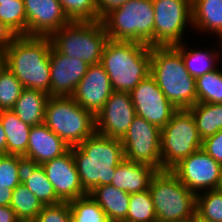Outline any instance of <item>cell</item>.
I'll use <instances>...</instances> for the list:
<instances>
[{"label": "cell", "mask_w": 222, "mask_h": 222, "mask_svg": "<svg viewBox=\"0 0 222 222\" xmlns=\"http://www.w3.org/2000/svg\"><path fill=\"white\" fill-rule=\"evenodd\" d=\"M191 10L192 28L216 34L220 39L217 48L222 49V0H191Z\"/></svg>", "instance_id": "obj_21"}, {"label": "cell", "mask_w": 222, "mask_h": 222, "mask_svg": "<svg viewBox=\"0 0 222 222\" xmlns=\"http://www.w3.org/2000/svg\"><path fill=\"white\" fill-rule=\"evenodd\" d=\"M184 44H177L174 47L181 53L184 65L193 78L197 79L205 73L219 68L218 65L220 66V64L217 63H220V50L216 48L215 50L213 48L207 50L206 48V51L200 48H191L190 50L186 45L187 43Z\"/></svg>", "instance_id": "obj_25"}, {"label": "cell", "mask_w": 222, "mask_h": 222, "mask_svg": "<svg viewBox=\"0 0 222 222\" xmlns=\"http://www.w3.org/2000/svg\"><path fill=\"white\" fill-rule=\"evenodd\" d=\"M56 196L62 202H69L87 195L83 189L72 151L41 164Z\"/></svg>", "instance_id": "obj_15"}, {"label": "cell", "mask_w": 222, "mask_h": 222, "mask_svg": "<svg viewBox=\"0 0 222 222\" xmlns=\"http://www.w3.org/2000/svg\"><path fill=\"white\" fill-rule=\"evenodd\" d=\"M88 195L99 204L110 222L126 220L131 194L110 184L94 187Z\"/></svg>", "instance_id": "obj_22"}, {"label": "cell", "mask_w": 222, "mask_h": 222, "mask_svg": "<svg viewBox=\"0 0 222 222\" xmlns=\"http://www.w3.org/2000/svg\"><path fill=\"white\" fill-rule=\"evenodd\" d=\"M13 1V0H0V2Z\"/></svg>", "instance_id": "obj_47"}, {"label": "cell", "mask_w": 222, "mask_h": 222, "mask_svg": "<svg viewBox=\"0 0 222 222\" xmlns=\"http://www.w3.org/2000/svg\"><path fill=\"white\" fill-rule=\"evenodd\" d=\"M0 21L17 36L27 35V17L24 1L0 2Z\"/></svg>", "instance_id": "obj_31"}, {"label": "cell", "mask_w": 222, "mask_h": 222, "mask_svg": "<svg viewBox=\"0 0 222 222\" xmlns=\"http://www.w3.org/2000/svg\"><path fill=\"white\" fill-rule=\"evenodd\" d=\"M196 213L211 222H222V192L213 189L197 194Z\"/></svg>", "instance_id": "obj_35"}, {"label": "cell", "mask_w": 222, "mask_h": 222, "mask_svg": "<svg viewBox=\"0 0 222 222\" xmlns=\"http://www.w3.org/2000/svg\"><path fill=\"white\" fill-rule=\"evenodd\" d=\"M124 222H157L149 190L130 195L128 214Z\"/></svg>", "instance_id": "obj_32"}, {"label": "cell", "mask_w": 222, "mask_h": 222, "mask_svg": "<svg viewBox=\"0 0 222 222\" xmlns=\"http://www.w3.org/2000/svg\"><path fill=\"white\" fill-rule=\"evenodd\" d=\"M51 47L49 36H16L3 54L4 64L24 88L51 96Z\"/></svg>", "instance_id": "obj_1"}, {"label": "cell", "mask_w": 222, "mask_h": 222, "mask_svg": "<svg viewBox=\"0 0 222 222\" xmlns=\"http://www.w3.org/2000/svg\"><path fill=\"white\" fill-rule=\"evenodd\" d=\"M170 171L197 195L219 188L222 165L201 148L181 160Z\"/></svg>", "instance_id": "obj_12"}, {"label": "cell", "mask_w": 222, "mask_h": 222, "mask_svg": "<svg viewBox=\"0 0 222 222\" xmlns=\"http://www.w3.org/2000/svg\"><path fill=\"white\" fill-rule=\"evenodd\" d=\"M150 74L176 109H189L197 103L196 79L174 46L151 47Z\"/></svg>", "instance_id": "obj_4"}, {"label": "cell", "mask_w": 222, "mask_h": 222, "mask_svg": "<svg viewBox=\"0 0 222 222\" xmlns=\"http://www.w3.org/2000/svg\"><path fill=\"white\" fill-rule=\"evenodd\" d=\"M27 17V36H51L71 21L58 0H23Z\"/></svg>", "instance_id": "obj_17"}, {"label": "cell", "mask_w": 222, "mask_h": 222, "mask_svg": "<svg viewBox=\"0 0 222 222\" xmlns=\"http://www.w3.org/2000/svg\"><path fill=\"white\" fill-rule=\"evenodd\" d=\"M70 150V147L44 123L31 127L26 154L28 163L42 164L58 158Z\"/></svg>", "instance_id": "obj_19"}, {"label": "cell", "mask_w": 222, "mask_h": 222, "mask_svg": "<svg viewBox=\"0 0 222 222\" xmlns=\"http://www.w3.org/2000/svg\"><path fill=\"white\" fill-rule=\"evenodd\" d=\"M23 85L16 76L3 64L0 67V111L11 110L18 100Z\"/></svg>", "instance_id": "obj_33"}, {"label": "cell", "mask_w": 222, "mask_h": 222, "mask_svg": "<svg viewBox=\"0 0 222 222\" xmlns=\"http://www.w3.org/2000/svg\"><path fill=\"white\" fill-rule=\"evenodd\" d=\"M161 129L140 116H135L121 139L125 159L162 170L160 153Z\"/></svg>", "instance_id": "obj_11"}, {"label": "cell", "mask_w": 222, "mask_h": 222, "mask_svg": "<svg viewBox=\"0 0 222 222\" xmlns=\"http://www.w3.org/2000/svg\"><path fill=\"white\" fill-rule=\"evenodd\" d=\"M89 65L83 60L59 53L53 46L50 51L51 96H71Z\"/></svg>", "instance_id": "obj_18"}, {"label": "cell", "mask_w": 222, "mask_h": 222, "mask_svg": "<svg viewBox=\"0 0 222 222\" xmlns=\"http://www.w3.org/2000/svg\"><path fill=\"white\" fill-rule=\"evenodd\" d=\"M197 102L222 104V70L217 68L196 79Z\"/></svg>", "instance_id": "obj_30"}, {"label": "cell", "mask_w": 222, "mask_h": 222, "mask_svg": "<svg viewBox=\"0 0 222 222\" xmlns=\"http://www.w3.org/2000/svg\"><path fill=\"white\" fill-rule=\"evenodd\" d=\"M148 190L157 222H188L196 213V194L170 170L157 171Z\"/></svg>", "instance_id": "obj_6"}, {"label": "cell", "mask_w": 222, "mask_h": 222, "mask_svg": "<svg viewBox=\"0 0 222 222\" xmlns=\"http://www.w3.org/2000/svg\"><path fill=\"white\" fill-rule=\"evenodd\" d=\"M43 206L39 199L22 183L12 192L10 207L21 222H33Z\"/></svg>", "instance_id": "obj_28"}, {"label": "cell", "mask_w": 222, "mask_h": 222, "mask_svg": "<svg viewBox=\"0 0 222 222\" xmlns=\"http://www.w3.org/2000/svg\"><path fill=\"white\" fill-rule=\"evenodd\" d=\"M4 64V58L3 55L0 54V67Z\"/></svg>", "instance_id": "obj_45"}, {"label": "cell", "mask_w": 222, "mask_h": 222, "mask_svg": "<svg viewBox=\"0 0 222 222\" xmlns=\"http://www.w3.org/2000/svg\"><path fill=\"white\" fill-rule=\"evenodd\" d=\"M50 39L59 53L95 65L101 62L108 36L102 21H71L54 32Z\"/></svg>", "instance_id": "obj_8"}, {"label": "cell", "mask_w": 222, "mask_h": 222, "mask_svg": "<svg viewBox=\"0 0 222 222\" xmlns=\"http://www.w3.org/2000/svg\"><path fill=\"white\" fill-rule=\"evenodd\" d=\"M6 133L0 121V155L6 154Z\"/></svg>", "instance_id": "obj_43"}, {"label": "cell", "mask_w": 222, "mask_h": 222, "mask_svg": "<svg viewBox=\"0 0 222 222\" xmlns=\"http://www.w3.org/2000/svg\"><path fill=\"white\" fill-rule=\"evenodd\" d=\"M154 46L183 43L186 26L192 27L191 0H152Z\"/></svg>", "instance_id": "obj_10"}, {"label": "cell", "mask_w": 222, "mask_h": 222, "mask_svg": "<svg viewBox=\"0 0 222 222\" xmlns=\"http://www.w3.org/2000/svg\"><path fill=\"white\" fill-rule=\"evenodd\" d=\"M202 141L191 111L177 109L161 129L162 170H171L181 160L201 149Z\"/></svg>", "instance_id": "obj_9"}, {"label": "cell", "mask_w": 222, "mask_h": 222, "mask_svg": "<svg viewBox=\"0 0 222 222\" xmlns=\"http://www.w3.org/2000/svg\"><path fill=\"white\" fill-rule=\"evenodd\" d=\"M0 222H21L10 206H0Z\"/></svg>", "instance_id": "obj_41"}, {"label": "cell", "mask_w": 222, "mask_h": 222, "mask_svg": "<svg viewBox=\"0 0 222 222\" xmlns=\"http://www.w3.org/2000/svg\"><path fill=\"white\" fill-rule=\"evenodd\" d=\"M70 21H101L96 0H58Z\"/></svg>", "instance_id": "obj_36"}, {"label": "cell", "mask_w": 222, "mask_h": 222, "mask_svg": "<svg viewBox=\"0 0 222 222\" xmlns=\"http://www.w3.org/2000/svg\"><path fill=\"white\" fill-rule=\"evenodd\" d=\"M33 222H71L69 202L44 205Z\"/></svg>", "instance_id": "obj_37"}, {"label": "cell", "mask_w": 222, "mask_h": 222, "mask_svg": "<svg viewBox=\"0 0 222 222\" xmlns=\"http://www.w3.org/2000/svg\"><path fill=\"white\" fill-rule=\"evenodd\" d=\"M21 183L24 184L43 205H55L62 202L56 196L52 183L48 180L40 164L26 162Z\"/></svg>", "instance_id": "obj_26"}, {"label": "cell", "mask_w": 222, "mask_h": 222, "mask_svg": "<svg viewBox=\"0 0 222 222\" xmlns=\"http://www.w3.org/2000/svg\"><path fill=\"white\" fill-rule=\"evenodd\" d=\"M135 116L130 92L113 91L95 117L96 132L121 140Z\"/></svg>", "instance_id": "obj_14"}, {"label": "cell", "mask_w": 222, "mask_h": 222, "mask_svg": "<svg viewBox=\"0 0 222 222\" xmlns=\"http://www.w3.org/2000/svg\"><path fill=\"white\" fill-rule=\"evenodd\" d=\"M112 92L110 78L99 63L89 65L87 73L76 86L71 97L96 117Z\"/></svg>", "instance_id": "obj_16"}, {"label": "cell", "mask_w": 222, "mask_h": 222, "mask_svg": "<svg viewBox=\"0 0 222 222\" xmlns=\"http://www.w3.org/2000/svg\"><path fill=\"white\" fill-rule=\"evenodd\" d=\"M71 222H110L99 204L88 194L69 201Z\"/></svg>", "instance_id": "obj_29"}, {"label": "cell", "mask_w": 222, "mask_h": 222, "mask_svg": "<svg viewBox=\"0 0 222 222\" xmlns=\"http://www.w3.org/2000/svg\"><path fill=\"white\" fill-rule=\"evenodd\" d=\"M189 110L202 140L222 130V104L197 102Z\"/></svg>", "instance_id": "obj_27"}, {"label": "cell", "mask_w": 222, "mask_h": 222, "mask_svg": "<svg viewBox=\"0 0 222 222\" xmlns=\"http://www.w3.org/2000/svg\"><path fill=\"white\" fill-rule=\"evenodd\" d=\"M13 189L0 186V206H10Z\"/></svg>", "instance_id": "obj_42"}, {"label": "cell", "mask_w": 222, "mask_h": 222, "mask_svg": "<svg viewBox=\"0 0 222 222\" xmlns=\"http://www.w3.org/2000/svg\"><path fill=\"white\" fill-rule=\"evenodd\" d=\"M218 189L222 192V171H221V181Z\"/></svg>", "instance_id": "obj_46"}, {"label": "cell", "mask_w": 222, "mask_h": 222, "mask_svg": "<svg viewBox=\"0 0 222 222\" xmlns=\"http://www.w3.org/2000/svg\"><path fill=\"white\" fill-rule=\"evenodd\" d=\"M202 149L222 165V130L202 141Z\"/></svg>", "instance_id": "obj_38"}, {"label": "cell", "mask_w": 222, "mask_h": 222, "mask_svg": "<svg viewBox=\"0 0 222 222\" xmlns=\"http://www.w3.org/2000/svg\"><path fill=\"white\" fill-rule=\"evenodd\" d=\"M100 64L110 78L113 91L131 92L151 72V47L108 39Z\"/></svg>", "instance_id": "obj_3"}, {"label": "cell", "mask_w": 222, "mask_h": 222, "mask_svg": "<svg viewBox=\"0 0 222 222\" xmlns=\"http://www.w3.org/2000/svg\"><path fill=\"white\" fill-rule=\"evenodd\" d=\"M157 170L149 165L124 159L115 170L111 185L129 194L149 189L152 177Z\"/></svg>", "instance_id": "obj_20"}, {"label": "cell", "mask_w": 222, "mask_h": 222, "mask_svg": "<svg viewBox=\"0 0 222 222\" xmlns=\"http://www.w3.org/2000/svg\"><path fill=\"white\" fill-rule=\"evenodd\" d=\"M17 35L0 21V54H4Z\"/></svg>", "instance_id": "obj_39"}, {"label": "cell", "mask_w": 222, "mask_h": 222, "mask_svg": "<svg viewBox=\"0 0 222 222\" xmlns=\"http://www.w3.org/2000/svg\"><path fill=\"white\" fill-rule=\"evenodd\" d=\"M130 95L136 115L160 129L171 120L177 110L166 98L151 74L144 78L130 92Z\"/></svg>", "instance_id": "obj_13"}, {"label": "cell", "mask_w": 222, "mask_h": 222, "mask_svg": "<svg viewBox=\"0 0 222 222\" xmlns=\"http://www.w3.org/2000/svg\"><path fill=\"white\" fill-rule=\"evenodd\" d=\"M44 124L69 147L78 146L96 132L95 116L71 96H50Z\"/></svg>", "instance_id": "obj_7"}, {"label": "cell", "mask_w": 222, "mask_h": 222, "mask_svg": "<svg viewBox=\"0 0 222 222\" xmlns=\"http://www.w3.org/2000/svg\"><path fill=\"white\" fill-rule=\"evenodd\" d=\"M49 95L45 92L24 88L11 109L24 123L35 126L44 123L45 108Z\"/></svg>", "instance_id": "obj_23"}, {"label": "cell", "mask_w": 222, "mask_h": 222, "mask_svg": "<svg viewBox=\"0 0 222 222\" xmlns=\"http://www.w3.org/2000/svg\"><path fill=\"white\" fill-rule=\"evenodd\" d=\"M26 160L19 155H0V186L15 189L22 182Z\"/></svg>", "instance_id": "obj_34"}, {"label": "cell", "mask_w": 222, "mask_h": 222, "mask_svg": "<svg viewBox=\"0 0 222 222\" xmlns=\"http://www.w3.org/2000/svg\"><path fill=\"white\" fill-rule=\"evenodd\" d=\"M77 167L80 183L89 193L94 187L110 185L116 167L125 159L120 139L97 132L78 146L70 147Z\"/></svg>", "instance_id": "obj_2"}, {"label": "cell", "mask_w": 222, "mask_h": 222, "mask_svg": "<svg viewBox=\"0 0 222 222\" xmlns=\"http://www.w3.org/2000/svg\"><path fill=\"white\" fill-rule=\"evenodd\" d=\"M128 0H96L97 10L100 19H102L112 9L118 8Z\"/></svg>", "instance_id": "obj_40"}, {"label": "cell", "mask_w": 222, "mask_h": 222, "mask_svg": "<svg viewBox=\"0 0 222 222\" xmlns=\"http://www.w3.org/2000/svg\"><path fill=\"white\" fill-rule=\"evenodd\" d=\"M188 222H211L210 220L204 219L195 213Z\"/></svg>", "instance_id": "obj_44"}, {"label": "cell", "mask_w": 222, "mask_h": 222, "mask_svg": "<svg viewBox=\"0 0 222 222\" xmlns=\"http://www.w3.org/2000/svg\"><path fill=\"white\" fill-rule=\"evenodd\" d=\"M0 121L6 133V154L23 157L27 151L32 126L20 120L12 110H1Z\"/></svg>", "instance_id": "obj_24"}, {"label": "cell", "mask_w": 222, "mask_h": 222, "mask_svg": "<svg viewBox=\"0 0 222 222\" xmlns=\"http://www.w3.org/2000/svg\"><path fill=\"white\" fill-rule=\"evenodd\" d=\"M154 8L152 0H128L108 12L101 21L108 39L154 46Z\"/></svg>", "instance_id": "obj_5"}]
</instances>
